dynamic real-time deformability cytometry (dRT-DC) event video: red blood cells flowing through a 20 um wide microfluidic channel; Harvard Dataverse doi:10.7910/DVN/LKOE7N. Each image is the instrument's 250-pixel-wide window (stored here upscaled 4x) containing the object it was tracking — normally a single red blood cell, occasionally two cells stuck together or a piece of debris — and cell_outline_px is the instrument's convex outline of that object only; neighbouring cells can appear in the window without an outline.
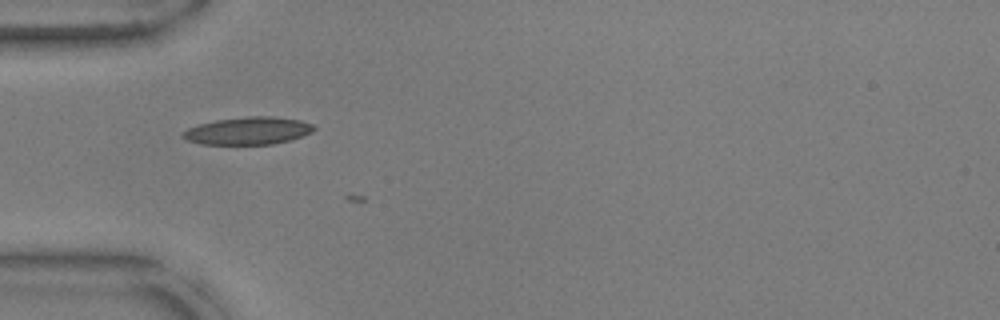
{"species": "common noctule bat (a hibernating species)", "species_latin": "Nyctalus noctula", "temperature_condition": "warm", "stored_images_in_passage": 17, "camera_frame_rate_fps": 3000, "um_per_image_px": 0.085, "animal": {"sex": "male", "body_mass_g": 17.9, "forearm_length_mm": 54.2}, "frame": {"image": 1, "passage_image": 16, "time_ms": 5.0, "image_size_px": [1000, 320], "cell_outline_px": [[316, 128], [312, 132], [292, 140], [272, 144], [200, 144], [188, 140], [180, 136], [180, 132], [188, 128], [200, 124], [216, 120], [248, 116], [276, 116], [300, 120], [312, 124]], "centroid_in_image_um": [21.09, 11.11], "position_along_channel_um": 63.9, "area_um2": 21.15}}